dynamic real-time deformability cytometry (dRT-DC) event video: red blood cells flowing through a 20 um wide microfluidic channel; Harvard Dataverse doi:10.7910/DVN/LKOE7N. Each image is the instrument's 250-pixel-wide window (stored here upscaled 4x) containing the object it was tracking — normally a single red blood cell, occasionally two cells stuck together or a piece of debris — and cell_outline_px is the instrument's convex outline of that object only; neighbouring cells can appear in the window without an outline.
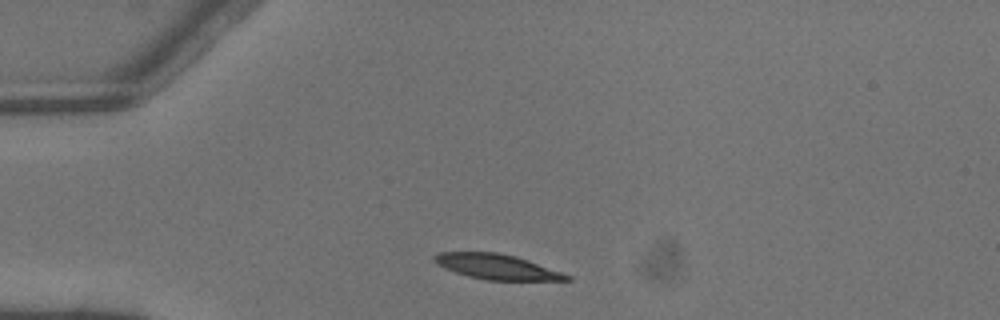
{"species": "common noctule bat (a hibernating species)", "species_latin": "Nyctalus noctula", "temperature_condition": "warm", "stored_images_in_passage": 1, "camera_frame_rate_fps": 3000, "um_per_image_px": 0.085, "animal": {"sex": "male", "body_mass_g": 13.3}, "frame": {"image": 1, "passage_image": 1, "time_ms": 0.0, "image_size_px": [1000, 320], "cell_outline_px": [[572, 280], [484, 280], [468, 276], [444, 268], [436, 264], [432, 260], [432, 256], [440, 252], [496, 252], [516, 256], [528, 260], [572, 276]], "centroid_in_image_um": [42.19, 22.67], "position_along_channel_um": 42.8, "area_um2": 19.36}}